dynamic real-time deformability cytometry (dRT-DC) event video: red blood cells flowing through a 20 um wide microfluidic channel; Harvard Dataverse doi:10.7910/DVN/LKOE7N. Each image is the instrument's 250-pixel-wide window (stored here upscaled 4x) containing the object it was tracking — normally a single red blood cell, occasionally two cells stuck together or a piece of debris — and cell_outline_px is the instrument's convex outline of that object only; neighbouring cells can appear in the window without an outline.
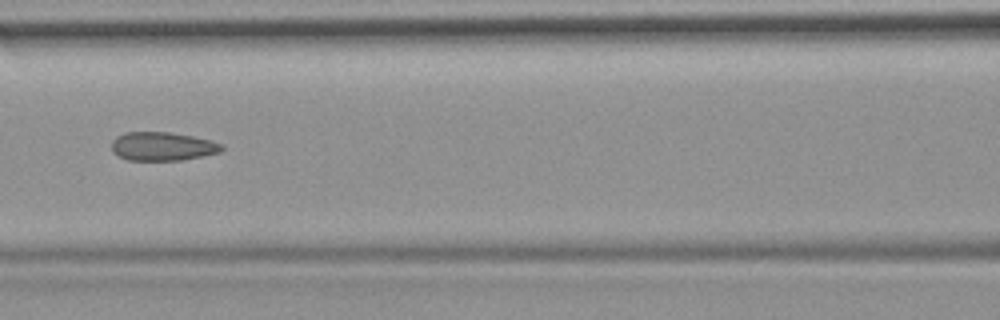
{"species": "common noctule bat (a hibernating species)", "species_latin": "Nyctalus noctula", "temperature_condition": "room temperature", "stored_images_in_passage": 5, "camera_frame_rate_fps": 3000, "um_per_image_px": 0.085, "animal": {"sex": "female", "body_mass_g": 19.9}, "frame": {"image": 1, "passage_image": 5, "time_ms": 5.0, "image_size_px": [1000, 320], "cell_outline_px": [[224, 148], [220, 152], [180, 160], [128, 160], [112, 152], [112, 140], [116, 136], [124, 132], [168, 132], [192, 136], [212, 140], [224, 144]], "centroid_in_image_um": [13.81, 12.43], "position_along_channel_um": 152.8, "area_um2": 18.38}}